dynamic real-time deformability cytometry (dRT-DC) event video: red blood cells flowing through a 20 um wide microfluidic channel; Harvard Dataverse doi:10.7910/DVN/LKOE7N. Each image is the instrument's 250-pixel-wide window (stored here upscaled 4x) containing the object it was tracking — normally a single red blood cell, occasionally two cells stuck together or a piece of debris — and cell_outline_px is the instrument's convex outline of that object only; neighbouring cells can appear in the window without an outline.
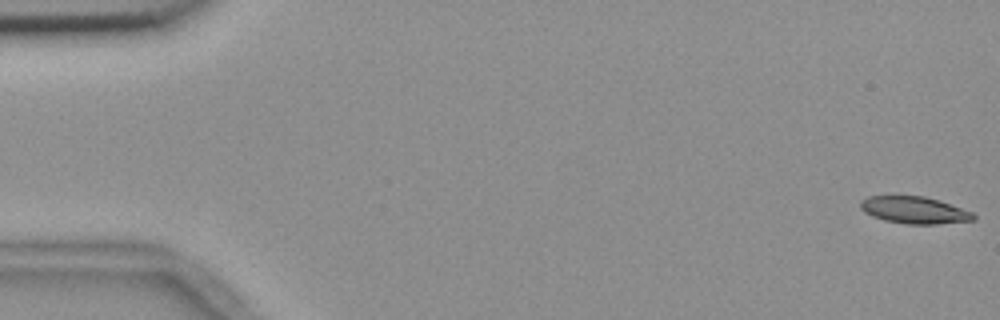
{"species": "common noctule bat (a hibernating species)", "species_latin": "Nyctalus noctula", "temperature_condition": "room temperature", "stored_images_in_passage": 55, "camera_frame_rate_fps": 3000, "um_per_image_px": 0.085, "animal": {"sex": "female", "body_mass_g": 18.4}, "frame": {"image": 1, "passage_image": 1, "time_ms": 0.0, "image_size_px": [1000, 320], "cell_outline_px": [[976, 216], [972, 220], [936, 224], [908, 224], [884, 220], [872, 216], [864, 212], [860, 208], [860, 200], [868, 196], [924, 196], [940, 200], [972, 212]], "centroid_in_image_um": [77.69, 17.85], "position_along_channel_um": 7.3, "area_um2": 17.74}}
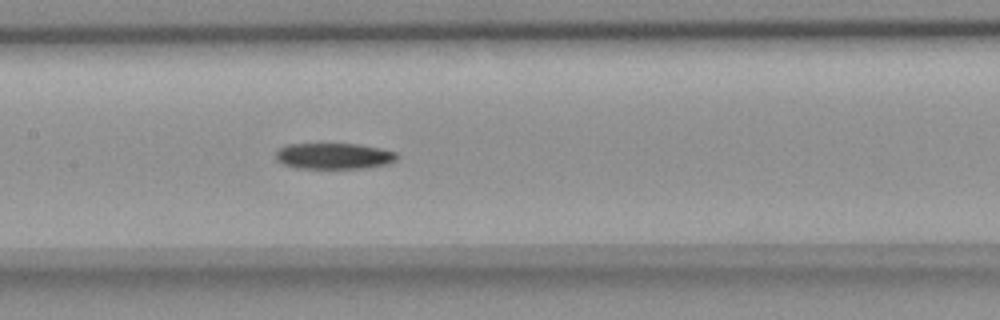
{"frame": {"image": 2, "passage_image": 27, "time_ms": 8.667, "image_size_px": [1000, 320], "cell_outline_px": [[396, 160], [388, 164], [364, 168], [296, 168], [284, 164], [276, 160], [276, 152], [280, 148], [288, 144], [356, 144], [380, 148], [396, 152]], "centroid_in_image_um": [28.37, 13.26], "position_along_channel_um": 179.0, "area_um2": 18.26}}
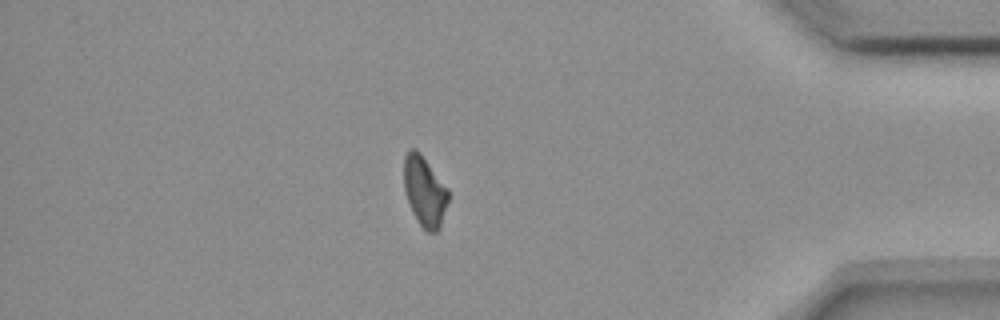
{"frame": {"image": 3, "passage_image": 48, "time_ms": 15.667, "image_size_px": [1000, 320], "cell_outline_px": [[448, 200], [440, 224], [436, 232], [428, 232], [420, 224], [412, 212], [404, 188], [404, 156], [408, 148], [416, 148], [420, 152], [448, 188]], "centroid_in_image_um": [36.07, 16.2], "position_along_channel_um": 399.1, "area_um2": 17.92}, "authors_computed_cell_mechanics": {"area_um2": 18.5538, "velocity_mm_per_s": 3.6701, "shape_relaxation_time_tau1_ms": 11.2543, "shape_relaxation_time_tau2_ms": null, "deformation_change_tau1": 0.1874, "deformation_change_tau2": null}}